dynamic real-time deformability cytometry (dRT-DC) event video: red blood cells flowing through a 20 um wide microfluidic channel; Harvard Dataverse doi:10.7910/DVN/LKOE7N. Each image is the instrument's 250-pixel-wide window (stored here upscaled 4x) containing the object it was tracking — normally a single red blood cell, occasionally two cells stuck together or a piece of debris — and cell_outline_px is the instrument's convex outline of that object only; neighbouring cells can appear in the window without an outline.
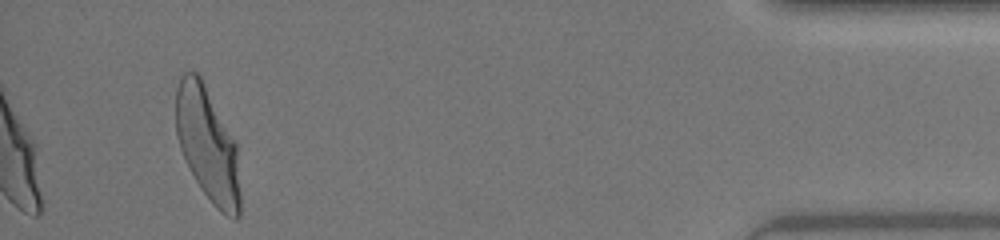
{"species": "human", "species_latin": "Homo sapiens", "temperature_condition": "warm", "stored_images_in_passage": 33, "camera_frame_rate_fps": 3000, "um_per_image_px": 0.085, "donor": {"sex": "female"}, "frame": {"image": 1, "passage_image": 33, "time_ms": 10.667, "image_size_px": [1000, 240], "cell_outline_px": [[240, 216], [236, 220], [220, 212], [212, 204], [200, 188], [180, 148], [176, 136], [176, 88], [180, 76], [184, 72], [196, 72], [200, 76], [236, 144], [240, 192]], "centroid_in_image_um": [17.64, 12.31], "position_along_channel_um": 417.6, "area_um2": 42.31}, "authors_computed_cell_mechanics": {"area_um2": 41.6738, "velocity_mm_per_s": 4.3491, "shape_relaxation_time_tau1_ms": 3.4469, "shape_relaxation_time_tau2_ms": 0.8486, "deformation_change_tau1": 0.2019, "deformation_change_tau2": 0.0854}}